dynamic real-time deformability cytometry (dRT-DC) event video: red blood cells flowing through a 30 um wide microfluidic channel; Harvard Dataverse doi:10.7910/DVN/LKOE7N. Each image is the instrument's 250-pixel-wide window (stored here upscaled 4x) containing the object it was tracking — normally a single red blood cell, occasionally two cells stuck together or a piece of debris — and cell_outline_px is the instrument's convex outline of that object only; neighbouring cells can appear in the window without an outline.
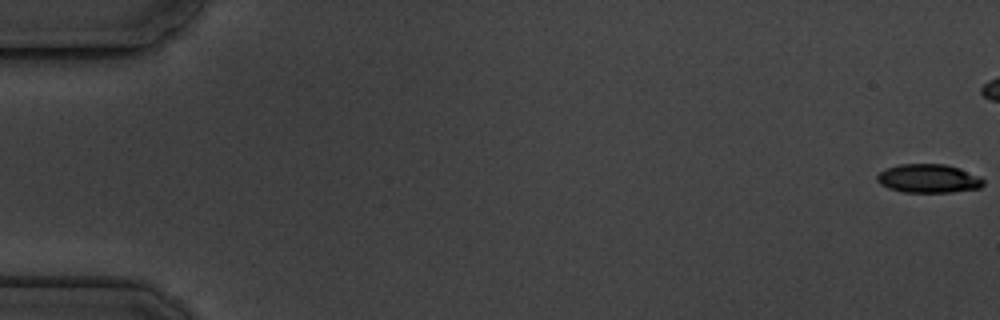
{"species": "common noctule bat (a hibernating species)", "species_latin": "Nyctalus noctula", "temperature_condition": "cold", "stored_images_in_passage": 6, "camera_frame_rate_fps": 3000, "um_per_image_px": 0.085, "animal": {"sex": "male", "body_mass_g": 19.5, "forearm_length_mm": 54.6}, "frame": {"image": 1, "passage_image": 1, "time_ms": 0.0, "image_size_px": [1000, 320], "cell_outline_px": [[984, 184], [980, 188], [952, 192], [904, 192], [888, 188], [880, 184], [876, 180], [876, 176], [880, 172], [888, 168], [900, 164], [944, 164], [960, 168], [984, 180]], "centroid_in_image_um": [78.9, 15.18], "position_along_channel_um": 6.1, "area_um2": 17.63}}